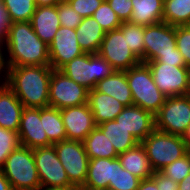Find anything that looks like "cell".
Segmentation results:
<instances>
[{
    "label": "cell",
    "instance_id": "1",
    "mask_svg": "<svg viewBox=\"0 0 190 190\" xmlns=\"http://www.w3.org/2000/svg\"><path fill=\"white\" fill-rule=\"evenodd\" d=\"M4 44L9 67L50 66L49 46L36 35L30 21L10 23Z\"/></svg>",
    "mask_w": 190,
    "mask_h": 190
},
{
    "label": "cell",
    "instance_id": "2",
    "mask_svg": "<svg viewBox=\"0 0 190 190\" xmlns=\"http://www.w3.org/2000/svg\"><path fill=\"white\" fill-rule=\"evenodd\" d=\"M51 66L9 67L7 86L25 108L49 106Z\"/></svg>",
    "mask_w": 190,
    "mask_h": 190
},
{
    "label": "cell",
    "instance_id": "3",
    "mask_svg": "<svg viewBox=\"0 0 190 190\" xmlns=\"http://www.w3.org/2000/svg\"><path fill=\"white\" fill-rule=\"evenodd\" d=\"M125 72L132 92L133 105L139 106L155 116L163 106L166 96L154 83L148 65L141 62Z\"/></svg>",
    "mask_w": 190,
    "mask_h": 190
},
{
    "label": "cell",
    "instance_id": "4",
    "mask_svg": "<svg viewBox=\"0 0 190 190\" xmlns=\"http://www.w3.org/2000/svg\"><path fill=\"white\" fill-rule=\"evenodd\" d=\"M0 171L13 190H39L41 188L33 149L20 145L6 158Z\"/></svg>",
    "mask_w": 190,
    "mask_h": 190
},
{
    "label": "cell",
    "instance_id": "5",
    "mask_svg": "<svg viewBox=\"0 0 190 190\" xmlns=\"http://www.w3.org/2000/svg\"><path fill=\"white\" fill-rule=\"evenodd\" d=\"M141 144L154 172L160 171L188 152L182 136L165 133L157 129H154Z\"/></svg>",
    "mask_w": 190,
    "mask_h": 190
},
{
    "label": "cell",
    "instance_id": "6",
    "mask_svg": "<svg viewBox=\"0 0 190 190\" xmlns=\"http://www.w3.org/2000/svg\"><path fill=\"white\" fill-rule=\"evenodd\" d=\"M60 71L90 91L115 69L99 54L83 53L65 64Z\"/></svg>",
    "mask_w": 190,
    "mask_h": 190
},
{
    "label": "cell",
    "instance_id": "7",
    "mask_svg": "<svg viewBox=\"0 0 190 190\" xmlns=\"http://www.w3.org/2000/svg\"><path fill=\"white\" fill-rule=\"evenodd\" d=\"M41 188L77 190L70 182L54 145L33 149Z\"/></svg>",
    "mask_w": 190,
    "mask_h": 190
},
{
    "label": "cell",
    "instance_id": "8",
    "mask_svg": "<svg viewBox=\"0 0 190 190\" xmlns=\"http://www.w3.org/2000/svg\"><path fill=\"white\" fill-rule=\"evenodd\" d=\"M190 124V95L166 97L155 115V129L182 136Z\"/></svg>",
    "mask_w": 190,
    "mask_h": 190
},
{
    "label": "cell",
    "instance_id": "9",
    "mask_svg": "<svg viewBox=\"0 0 190 190\" xmlns=\"http://www.w3.org/2000/svg\"><path fill=\"white\" fill-rule=\"evenodd\" d=\"M53 145L69 182L79 190L86 180L89 163L83 142L65 139Z\"/></svg>",
    "mask_w": 190,
    "mask_h": 190
},
{
    "label": "cell",
    "instance_id": "10",
    "mask_svg": "<svg viewBox=\"0 0 190 190\" xmlns=\"http://www.w3.org/2000/svg\"><path fill=\"white\" fill-rule=\"evenodd\" d=\"M89 90L71 80L60 70H52L49 106L64 109L88 103Z\"/></svg>",
    "mask_w": 190,
    "mask_h": 190
},
{
    "label": "cell",
    "instance_id": "11",
    "mask_svg": "<svg viewBox=\"0 0 190 190\" xmlns=\"http://www.w3.org/2000/svg\"><path fill=\"white\" fill-rule=\"evenodd\" d=\"M98 54L116 71H126L141 63V60L129 49L126 36L119 28L105 32Z\"/></svg>",
    "mask_w": 190,
    "mask_h": 190
},
{
    "label": "cell",
    "instance_id": "12",
    "mask_svg": "<svg viewBox=\"0 0 190 190\" xmlns=\"http://www.w3.org/2000/svg\"><path fill=\"white\" fill-rule=\"evenodd\" d=\"M146 64L151 70L154 83L166 97L187 95L188 66L165 63Z\"/></svg>",
    "mask_w": 190,
    "mask_h": 190
},
{
    "label": "cell",
    "instance_id": "13",
    "mask_svg": "<svg viewBox=\"0 0 190 190\" xmlns=\"http://www.w3.org/2000/svg\"><path fill=\"white\" fill-rule=\"evenodd\" d=\"M176 27L160 22L144 26V63L154 61L159 54L175 53Z\"/></svg>",
    "mask_w": 190,
    "mask_h": 190
},
{
    "label": "cell",
    "instance_id": "14",
    "mask_svg": "<svg viewBox=\"0 0 190 190\" xmlns=\"http://www.w3.org/2000/svg\"><path fill=\"white\" fill-rule=\"evenodd\" d=\"M74 29L60 26L49 46L50 66L60 70L65 64L84 52L77 41Z\"/></svg>",
    "mask_w": 190,
    "mask_h": 190
},
{
    "label": "cell",
    "instance_id": "15",
    "mask_svg": "<svg viewBox=\"0 0 190 190\" xmlns=\"http://www.w3.org/2000/svg\"><path fill=\"white\" fill-rule=\"evenodd\" d=\"M60 113L69 140L82 142L97 126L88 103L60 109Z\"/></svg>",
    "mask_w": 190,
    "mask_h": 190
},
{
    "label": "cell",
    "instance_id": "16",
    "mask_svg": "<svg viewBox=\"0 0 190 190\" xmlns=\"http://www.w3.org/2000/svg\"><path fill=\"white\" fill-rule=\"evenodd\" d=\"M20 144L31 149L53 145L45 133L40 108H23L18 130Z\"/></svg>",
    "mask_w": 190,
    "mask_h": 190
},
{
    "label": "cell",
    "instance_id": "17",
    "mask_svg": "<svg viewBox=\"0 0 190 190\" xmlns=\"http://www.w3.org/2000/svg\"><path fill=\"white\" fill-rule=\"evenodd\" d=\"M141 143L154 129L155 116L139 106H126L114 119Z\"/></svg>",
    "mask_w": 190,
    "mask_h": 190
},
{
    "label": "cell",
    "instance_id": "18",
    "mask_svg": "<svg viewBox=\"0 0 190 190\" xmlns=\"http://www.w3.org/2000/svg\"><path fill=\"white\" fill-rule=\"evenodd\" d=\"M116 158L89 159L87 177L79 190H108L115 184Z\"/></svg>",
    "mask_w": 190,
    "mask_h": 190
},
{
    "label": "cell",
    "instance_id": "19",
    "mask_svg": "<svg viewBox=\"0 0 190 190\" xmlns=\"http://www.w3.org/2000/svg\"><path fill=\"white\" fill-rule=\"evenodd\" d=\"M88 105L93 113L96 125L114 120L126 107L116 98L96 91L94 88L88 93Z\"/></svg>",
    "mask_w": 190,
    "mask_h": 190
},
{
    "label": "cell",
    "instance_id": "20",
    "mask_svg": "<svg viewBox=\"0 0 190 190\" xmlns=\"http://www.w3.org/2000/svg\"><path fill=\"white\" fill-rule=\"evenodd\" d=\"M30 22L36 35L49 45L61 26L57 5L36 6Z\"/></svg>",
    "mask_w": 190,
    "mask_h": 190
},
{
    "label": "cell",
    "instance_id": "21",
    "mask_svg": "<svg viewBox=\"0 0 190 190\" xmlns=\"http://www.w3.org/2000/svg\"><path fill=\"white\" fill-rule=\"evenodd\" d=\"M23 108L7 85L0 87V127L18 132Z\"/></svg>",
    "mask_w": 190,
    "mask_h": 190
},
{
    "label": "cell",
    "instance_id": "22",
    "mask_svg": "<svg viewBox=\"0 0 190 190\" xmlns=\"http://www.w3.org/2000/svg\"><path fill=\"white\" fill-rule=\"evenodd\" d=\"M121 166L139 179H148L154 174L146 151L141 143L134 148L118 154Z\"/></svg>",
    "mask_w": 190,
    "mask_h": 190
},
{
    "label": "cell",
    "instance_id": "23",
    "mask_svg": "<svg viewBox=\"0 0 190 190\" xmlns=\"http://www.w3.org/2000/svg\"><path fill=\"white\" fill-rule=\"evenodd\" d=\"M77 41L84 53L98 54L105 31L93 16L83 18L75 29Z\"/></svg>",
    "mask_w": 190,
    "mask_h": 190
},
{
    "label": "cell",
    "instance_id": "24",
    "mask_svg": "<svg viewBox=\"0 0 190 190\" xmlns=\"http://www.w3.org/2000/svg\"><path fill=\"white\" fill-rule=\"evenodd\" d=\"M94 89L116 98L125 106H132V92L125 71H114L110 76L98 81Z\"/></svg>",
    "mask_w": 190,
    "mask_h": 190
},
{
    "label": "cell",
    "instance_id": "25",
    "mask_svg": "<svg viewBox=\"0 0 190 190\" xmlns=\"http://www.w3.org/2000/svg\"><path fill=\"white\" fill-rule=\"evenodd\" d=\"M164 0H132V14L130 21L133 24L148 26L163 21Z\"/></svg>",
    "mask_w": 190,
    "mask_h": 190
},
{
    "label": "cell",
    "instance_id": "26",
    "mask_svg": "<svg viewBox=\"0 0 190 190\" xmlns=\"http://www.w3.org/2000/svg\"><path fill=\"white\" fill-rule=\"evenodd\" d=\"M97 127L104 133L110 143H112L117 154H121L134 148L139 142L133 135L115 120L104 122Z\"/></svg>",
    "mask_w": 190,
    "mask_h": 190
},
{
    "label": "cell",
    "instance_id": "27",
    "mask_svg": "<svg viewBox=\"0 0 190 190\" xmlns=\"http://www.w3.org/2000/svg\"><path fill=\"white\" fill-rule=\"evenodd\" d=\"M82 142L89 159L118 158L112 143L97 126Z\"/></svg>",
    "mask_w": 190,
    "mask_h": 190
},
{
    "label": "cell",
    "instance_id": "28",
    "mask_svg": "<svg viewBox=\"0 0 190 190\" xmlns=\"http://www.w3.org/2000/svg\"><path fill=\"white\" fill-rule=\"evenodd\" d=\"M40 119H43L45 133L52 144L67 139L60 109L50 106L40 108Z\"/></svg>",
    "mask_w": 190,
    "mask_h": 190
},
{
    "label": "cell",
    "instance_id": "29",
    "mask_svg": "<svg viewBox=\"0 0 190 190\" xmlns=\"http://www.w3.org/2000/svg\"><path fill=\"white\" fill-rule=\"evenodd\" d=\"M163 22L175 27L190 25V0H164Z\"/></svg>",
    "mask_w": 190,
    "mask_h": 190
},
{
    "label": "cell",
    "instance_id": "30",
    "mask_svg": "<svg viewBox=\"0 0 190 190\" xmlns=\"http://www.w3.org/2000/svg\"><path fill=\"white\" fill-rule=\"evenodd\" d=\"M10 23L31 21L36 9L35 0H3Z\"/></svg>",
    "mask_w": 190,
    "mask_h": 190
},
{
    "label": "cell",
    "instance_id": "31",
    "mask_svg": "<svg viewBox=\"0 0 190 190\" xmlns=\"http://www.w3.org/2000/svg\"><path fill=\"white\" fill-rule=\"evenodd\" d=\"M119 29L126 36L129 49L144 63V26L128 21L122 22Z\"/></svg>",
    "mask_w": 190,
    "mask_h": 190
},
{
    "label": "cell",
    "instance_id": "32",
    "mask_svg": "<svg viewBox=\"0 0 190 190\" xmlns=\"http://www.w3.org/2000/svg\"><path fill=\"white\" fill-rule=\"evenodd\" d=\"M93 17L105 32L118 29L122 23L107 0H103L100 7L94 12Z\"/></svg>",
    "mask_w": 190,
    "mask_h": 190
},
{
    "label": "cell",
    "instance_id": "33",
    "mask_svg": "<svg viewBox=\"0 0 190 190\" xmlns=\"http://www.w3.org/2000/svg\"><path fill=\"white\" fill-rule=\"evenodd\" d=\"M141 179L125 170L116 158L115 184H109L108 190H137Z\"/></svg>",
    "mask_w": 190,
    "mask_h": 190
},
{
    "label": "cell",
    "instance_id": "34",
    "mask_svg": "<svg viewBox=\"0 0 190 190\" xmlns=\"http://www.w3.org/2000/svg\"><path fill=\"white\" fill-rule=\"evenodd\" d=\"M165 176L180 183L190 173V151L160 170Z\"/></svg>",
    "mask_w": 190,
    "mask_h": 190
},
{
    "label": "cell",
    "instance_id": "35",
    "mask_svg": "<svg viewBox=\"0 0 190 190\" xmlns=\"http://www.w3.org/2000/svg\"><path fill=\"white\" fill-rule=\"evenodd\" d=\"M20 145L17 131L0 127V169L4 166L6 158Z\"/></svg>",
    "mask_w": 190,
    "mask_h": 190
},
{
    "label": "cell",
    "instance_id": "36",
    "mask_svg": "<svg viewBox=\"0 0 190 190\" xmlns=\"http://www.w3.org/2000/svg\"><path fill=\"white\" fill-rule=\"evenodd\" d=\"M57 8L61 26L75 30L82 22L83 17H81L68 2L58 3Z\"/></svg>",
    "mask_w": 190,
    "mask_h": 190
},
{
    "label": "cell",
    "instance_id": "37",
    "mask_svg": "<svg viewBox=\"0 0 190 190\" xmlns=\"http://www.w3.org/2000/svg\"><path fill=\"white\" fill-rule=\"evenodd\" d=\"M176 47L190 67V25L176 26Z\"/></svg>",
    "mask_w": 190,
    "mask_h": 190
},
{
    "label": "cell",
    "instance_id": "38",
    "mask_svg": "<svg viewBox=\"0 0 190 190\" xmlns=\"http://www.w3.org/2000/svg\"><path fill=\"white\" fill-rule=\"evenodd\" d=\"M103 0H69L70 6L83 18L93 16Z\"/></svg>",
    "mask_w": 190,
    "mask_h": 190
},
{
    "label": "cell",
    "instance_id": "39",
    "mask_svg": "<svg viewBox=\"0 0 190 190\" xmlns=\"http://www.w3.org/2000/svg\"><path fill=\"white\" fill-rule=\"evenodd\" d=\"M121 22L130 21L133 6L132 0H107Z\"/></svg>",
    "mask_w": 190,
    "mask_h": 190
},
{
    "label": "cell",
    "instance_id": "40",
    "mask_svg": "<svg viewBox=\"0 0 190 190\" xmlns=\"http://www.w3.org/2000/svg\"><path fill=\"white\" fill-rule=\"evenodd\" d=\"M145 63H165L175 64V66H186L185 60L177 48L175 49V53L159 54V57H157L154 61Z\"/></svg>",
    "mask_w": 190,
    "mask_h": 190
},
{
    "label": "cell",
    "instance_id": "41",
    "mask_svg": "<svg viewBox=\"0 0 190 190\" xmlns=\"http://www.w3.org/2000/svg\"><path fill=\"white\" fill-rule=\"evenodd\" d=\"M151 178L155 181L158 190H178L179 183L165 176L160 171L154 172Z\"/></svg>",
    "mask_w": 190,
    "mask_h": 190
},
{
    "label": "cell",
    "instance_id": "42",
    "mask_svg": "<svg viewBox=\"0 0 190 190\" xmlns=\"http://www.w3.org/2000/svg\"><path fill=\"white\" fill-rule=\"evenodd\" d=\"M3 48L5 49V44H4V42L0 41V76H2V75H3V77L5 76L4 80L0 81V87L7 85L8 72H9L8 62H7V59H5V56H4V53H3L6 50H4Z\"/></svg>",
    "mask_w": 190,
    "mask_h": 190
},
{
    "label": "cell",
    "instance_id": "43",
    "mask_svg": "<svg viewBox=\"0 0 190 190\" xmlns=\"http://www.w3.org/2000/svg\"><path fill=\"white\" fill-rule=\"evenodd\" d=\"M10 22L3 3H0V41L4 42Z\"/></svg>",
    "mask_w": 190,
    "mask_h": 190
},
{
    "label": "cell",
    "instance_id": "44",
    "mask_svg": "<svg viewBox=\"0 0 190 190\" xmlns=\"http://www.w3.org/2000/svg\"><path fill=\"white\" fill-rule=\"evenodd\" d=\"M137 190H158V189L155 181L152 178H148L140 181Z\"/></svg>",
    "mask_w": 190,
    "mask_h": 190
},
{
    "label": "cell",
    "instance_id": "45",
    "mask_svg": "<svg viewBox=\"0 0 190 190\" xmlns=\"http://www.w3.org/2000/svg\"><path fill=\"white\" fill-rule=\"evenodd\" d=\"M0 190H13L10 182L1 171H0Z\"/></svg>",
    "mask_w": 190,
    "mask_h": 190
},
{
    "label": "cell",
    "instance_id": "46",
    "mask_svg": "<svg viewBox=\"0 0 190 190\" xmlns=\"http://www.w3.org/2000/svg\"><path fill=\"white\" fill-rule=\"evenodd\" d=\"M178 190H190V173L179 183Z\"/></svg>",
    "mask_w": 190,
    "mask_h": 190
},
{
    "label": "cell",
    "instance_id": "47",
    "mask_svg": "<svg viewBox=\"0 0 190 190\" xmlns=\"http://www.w3.org/2000/svg\"><path fill=\"white\" fill-rule=\"evenodd\" d=\"M36 6H54L57 5L59 0H35Z\"/></svg>",
    "mask_w": 190,
    "mask_h": 190
},
{
    "label": "cell",
    "instance_id": "48",
    "mask_svg": "<svg viewBox=\"0 0 190 190\" xmlns=\"http://www.w3.org/2000/svg\"><path fill=\"white\" fill-rule=\"evenodd\" d=\"M182 139L185 142L188 151H190V124L187 126L185 133L182 135Z\"/></svg>",
    "mask_w": 190,
    "mask_h": 190
},
{
    "label": "cell",
    "instance_id": "49",
    "mask_svg": "<svg viewBox=\"0 0 190 190\" xmlns=\"http://www.w3.org/2000/svg\"><path fill=\"white\" fill-rule=\"evenodd\" d=\"M187 95H190V67H189V71H188V91H187Z\"/></svg>",
    "mask_w": 190,
    "mask_h": 190
},
{
    "label": "cell",
    "instance_id": "50",
    "mask_svg": "<svg viewBox=\"0 0 190 190\" xmlns=\"http://www.w3.org/2000/svg\"><path fill=\"white\" fill-rule=\"evenodd\" d=\"M39 190H56V189H44V188H40Z\"/></svg>",
    "mask_w": 190,
    "mask_h": 190
},
{
    "label": "cell",
    "instance_id": "51",
    "mask_svg": "<svg viewBox=\"0 0 190 190\" xmlns=\"http://www.w3.org/2000/svg\"><path fill=\"white\" fill-rule=\"evenodd\" d=\"M69 0H59V2H68Z\"/></svg>",
    "mask_w": 190,
    "mask_h": 190
}]
</instances>
